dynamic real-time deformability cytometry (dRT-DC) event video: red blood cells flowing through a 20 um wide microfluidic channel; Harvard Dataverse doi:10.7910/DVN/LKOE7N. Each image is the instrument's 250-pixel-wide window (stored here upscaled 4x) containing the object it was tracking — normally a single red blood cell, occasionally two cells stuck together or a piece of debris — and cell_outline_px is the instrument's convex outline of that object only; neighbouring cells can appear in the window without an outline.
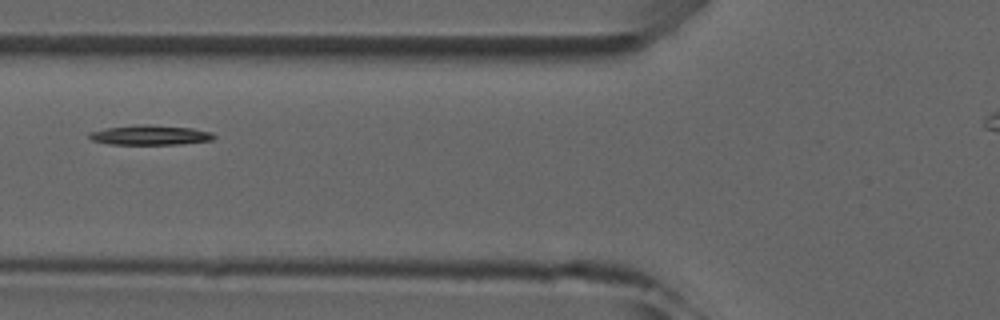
{"species": "common noctule bat (a hibernating species)", "species_latin": "Nyctalus noctula", "temperature_condition": "room temperature", "stored_images_in_passage": 5, "camera_frame_rate_fps": 3000, "um_per_image_px": 0.085, "animal": {"sex": "male", "forearm_length_mm": 52.5}, "frame": {"image": 1, "passage_image": 5, "time_ms": 5.333, "image_size_px": [1000, 320], "cell_outline_px": [[216, 136], [212, 140], [180, 144], [108, 144], [92, 140], [88, 136], [88, 132], [104, 128], [140, 124], [148, 124], [192, 128], [212, 132]], "centroid_in_image_um": [12.74, 11.47], "position_along_channel_um": 113.1, "area_um2": 14.45}}